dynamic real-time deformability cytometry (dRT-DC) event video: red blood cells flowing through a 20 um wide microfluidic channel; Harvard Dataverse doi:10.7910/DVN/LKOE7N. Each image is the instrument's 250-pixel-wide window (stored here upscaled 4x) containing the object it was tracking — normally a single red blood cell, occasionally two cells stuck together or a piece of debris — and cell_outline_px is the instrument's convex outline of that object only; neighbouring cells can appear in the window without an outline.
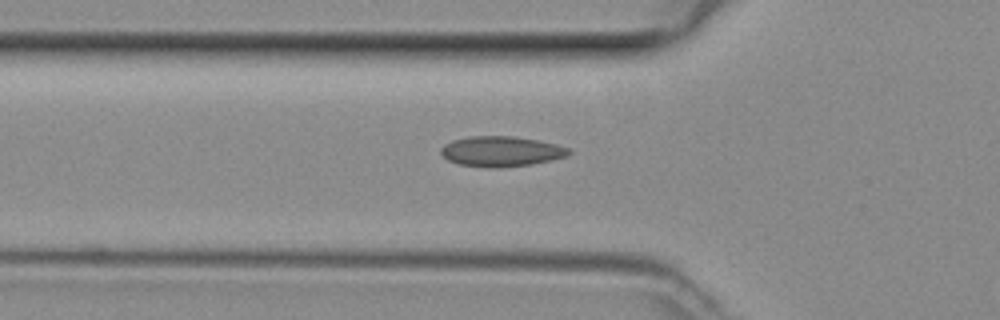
{"species": "common noctule bat (a hibernating species)", "species_latin": "Nyctalus noctula", "temperature_condition": "room temperature", "stored_images_in_passage": 39, "camera_frame_rate_fps": 3000, "um_per_image_px": 0.085, "animal": {"sex": "female", "body_mass_g": 29.2, "forearm_length_mm": 56.3}, "frame": {"image": 1, "passage_image": 12, "time_ms": 3.667, "image_size_px": [1000, 320], "cell_outline_px": [[572, 152], [568, 156], [552, 160], [532, 164], [500, 168], [488, 168], [460, 164], [448, 160], [440, 152], [440, 148], [444, 144], [452, 140], [468, 136], [512, 136], [536, 140], [556, 144], [572, 148]], "centroid_in_image_um": [42.62, 12.87], "position_along_channel_um": 83.2, "area_um2": 22.77}}
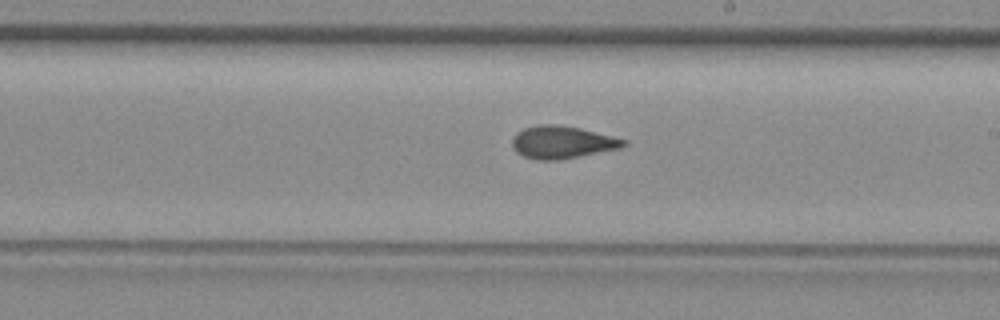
{"frame": {"image": 2, "passage_image": 23, "time_ms": 7.333, "image_size_px": [1000, 320], "cell_outline_px": [[628, 144], [620, 148], [560, 160], [536, 160], [524, 156], [516, 152], [512, 144], [512, 140], [516, 132], [524, 128], [540, 124], [552, 124], [580, 128], [628, 140]], "centroid_in_image_um": [47.78, 12.09], "position_along_channel_um": 241.2, "area_um2": 21.1}}
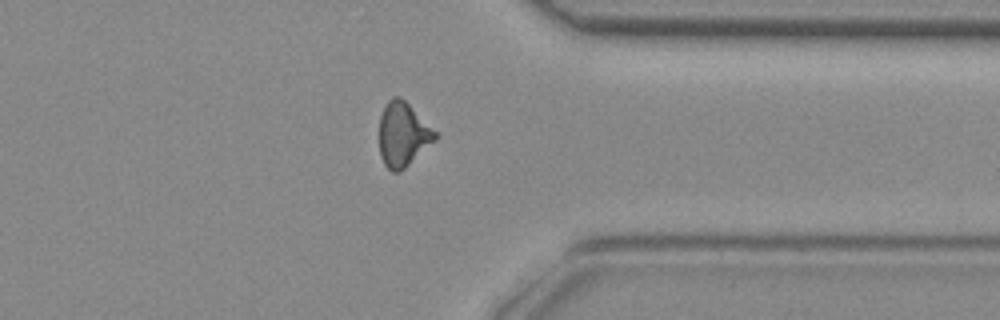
{"frame": {"image": 3, "passage_image": 33, "time_ms": 10.667, "image_size_px": [1000, 320], "cell_outline_px": [[440, 136], [436, 140], [400, 172], [392, 172], [384, 164], [380, 156], [380, 116], [388, 100], [392, 96], [400, 96], [440, 132]], "centroid_in_image_um": [34.3, 11.41], "position_along_channel_um": 377.1, "area_um2": 21.27}}